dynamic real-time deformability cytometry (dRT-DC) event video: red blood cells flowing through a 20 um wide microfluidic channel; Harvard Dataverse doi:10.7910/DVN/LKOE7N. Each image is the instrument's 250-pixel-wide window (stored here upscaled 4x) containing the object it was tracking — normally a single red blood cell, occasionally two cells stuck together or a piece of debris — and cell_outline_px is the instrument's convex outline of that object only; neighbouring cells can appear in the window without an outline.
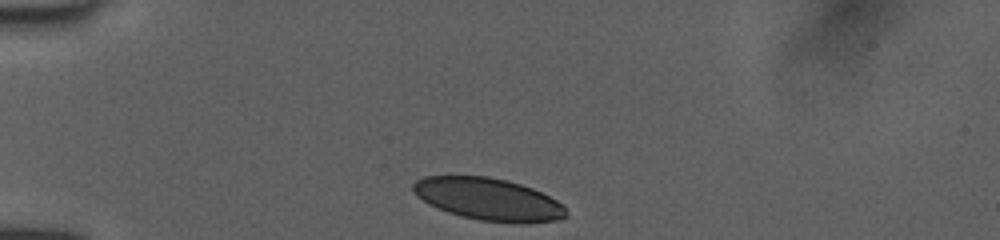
{"species": "human", "species_latin": "Homo sapiens", "temperature_condition": "room temperature", "stored_images_in_passage": 32, "camera_frame_rate_fps": 3000, "um_per_image_px": 0.085, "donor": {"sex": "female"}, "frame": {"image": 1, "passage_image": 1, "time_ms": 0.0, "image_size_px": [1000, 240], "cell_outline_px": [[568, 216], [560, 220], [528, 224], [512, 224], [480, 220], [460, 216], [448, 212], [428, 204], [416, 196], [412, 192], [412, 184], [416, 180], [424, 176], [488, 176], [508, 180], [532, 188], [564, 204], [568, 212]], "centroid_in_image_um": [41.54, 16.95], "position_along_channel_um": 43.5, "area_um2": 38.32}}
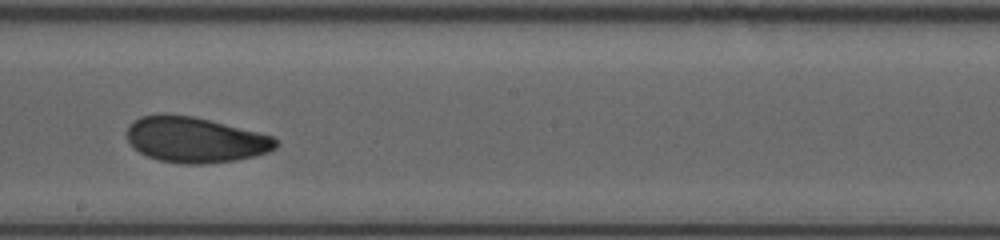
{"frame": {"image": 2, "passage_image": 18, "time_ms": 5.667, "image_size_px": [1000, 240], "cell_outline_px": [[280, 144], [276, 148], [268, 152], [256, 156], [236, 160], [204, 164], [180, 164], [160, 160], [148, 156], [132, 148], [128, 140], [128, 124], [132, 120], [140, 116], [160, 112], [192, 116], [272, 136]], "centroid_in_image_um": [16.55, 11.87], "position_along_channel_um": 231.7, "area_um2": 39.71}}
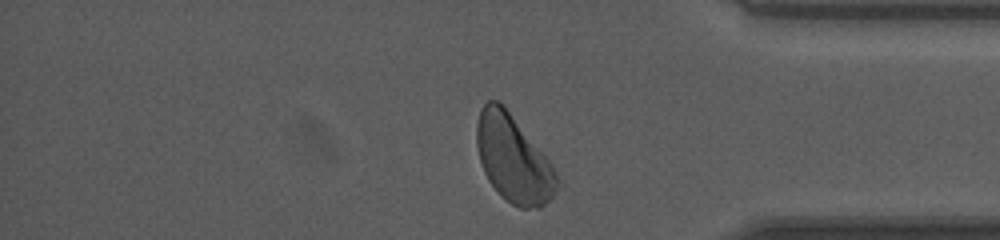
{"frame": {"image": 3, "passage_image": 31, "time_ms": 10.0, "image_size_px": [1000, 240], "cell_outline_px": [[560, 180], [556, 192], [540, 208], [520, 208], [512, 204], [500, 196], [488, 180], [484, 172], [480, 160], [476, 144], [476, 124], [480, 108], [488, 100], [496, 100], [504, 104], [548, 156]], "centroid_in_image_um": [43.65, 13.47], "position_along_channel_um": 391.6, "area_um2": 41.44}, "authors_computed_cell_mechanics": {"area_um2": 39.7664, "velocity_mm_per_s": 4.0083, "shape_relaxation_time_tau1_ms": 5.1833, "shape_relaxation_time_tau2_ms": 2.3598, "deformation_change_tau1": 0.1485, "deformation_change_tau2": 0.08}}